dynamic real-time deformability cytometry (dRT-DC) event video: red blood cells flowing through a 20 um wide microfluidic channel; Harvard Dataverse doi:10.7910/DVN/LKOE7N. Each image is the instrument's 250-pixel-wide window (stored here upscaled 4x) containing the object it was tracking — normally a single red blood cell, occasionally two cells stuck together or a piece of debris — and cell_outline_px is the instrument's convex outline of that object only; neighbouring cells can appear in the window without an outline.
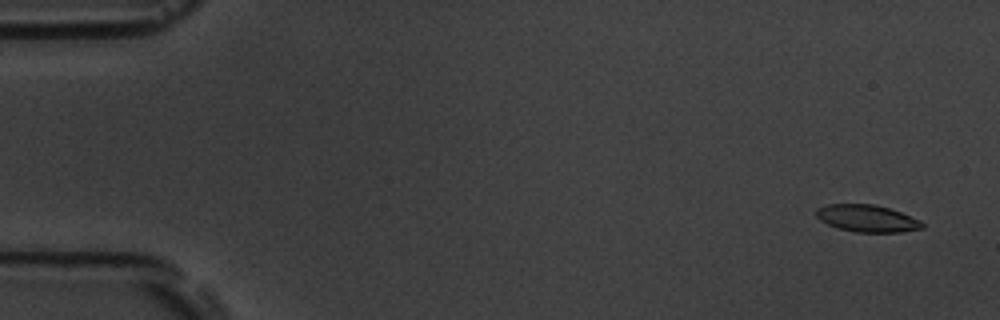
{"species": "common noctule bat (a hibernating species)", "species_latin": "Nyctalus noctula", "temperature_condition": "room temperature", "stored_images_in_passage": 15, "camera_frame_rate_fps": 3000, "um_per_image_px": 0.085, "animal": {"sex": "male", "body_mass_g": 19.5, "forearm_length_mm": 54.6}, "frame": {"image": 1, "passage_image": 3, "time_ms": 0.667, "image_size_px": [1000, 320], "cell_outline_px": [[924, 228], [900, 232], [856, 232], [836, 228], [820, 220], [816, 216], [816, 208], [828, 204], [872, 204], [888, 208], [900, 212], [920, 220], [924, 224]], "centroid_in_image_um": [73.68, 18.57], "position_along_channel_um": 11.3, "area_um2": 16.7}}